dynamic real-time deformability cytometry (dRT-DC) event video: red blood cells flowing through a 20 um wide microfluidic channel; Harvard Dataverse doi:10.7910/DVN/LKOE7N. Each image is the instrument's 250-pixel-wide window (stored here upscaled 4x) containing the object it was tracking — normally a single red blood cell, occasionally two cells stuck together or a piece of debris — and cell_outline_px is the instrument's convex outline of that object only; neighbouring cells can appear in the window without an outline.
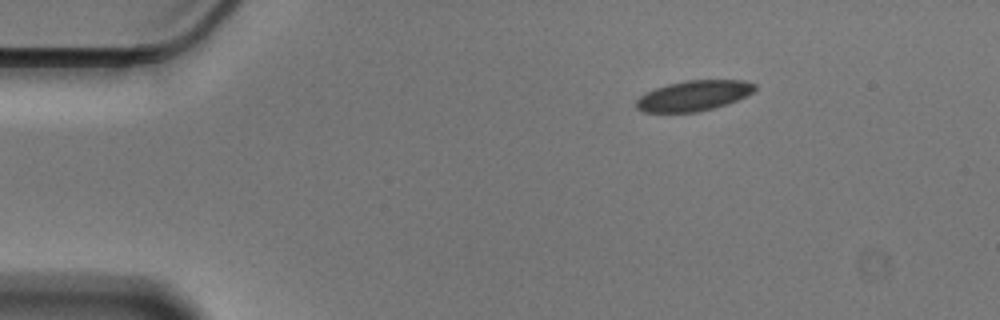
{"species": "Egyptian fruit bat (a non-hibernating species)", "species_latin": "Rousettus aegyptiacus", "temperature_condition": "cold", "stored_images_in_passage": 49, "camera_frame_rate_fps": 3000, "um_per_image_px": 0.085, "animal": {"sex": "male"}, "frame": {"image": 1, "passage_image": 1, "time_ms": 0.0, "image_size_px": [1000, 320], "cell_outline_px": [[752, 88], [748, 92], [732, 100], [708, 108], [684, 112], [652, 112], [640, 108], [640, 100], [644, 96], [660, 88], [676, 84], [700, 80], [732, 80], [752, 84]], "centroid_in_image_um": [58.95, 8.13], "position_along_channel_um": 26.0, "area_um2": 18.26}}
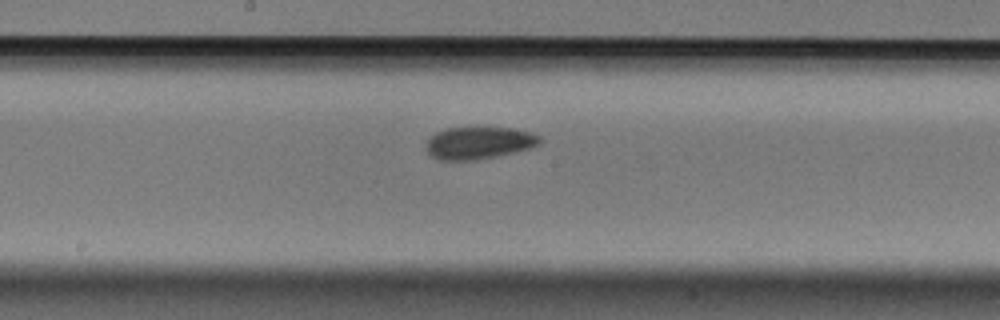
{"frame": {"image": 2, "passage_image": 22, "time_ms": 7.0, "image_size_px": [1000, 320], "cell_outline_px": [[536, 140], [532, 144], [520, 148], [480, 156], [436, 156], [428, 148], [432, 140], [436, 136], [444, 132], [464, 128], [492, 128], [520, 132], [532, 136]], "centroid_in_image_um": [40.64, 12.07], "position_along_channel_um": 207.6, "area_um2": 16.59}}
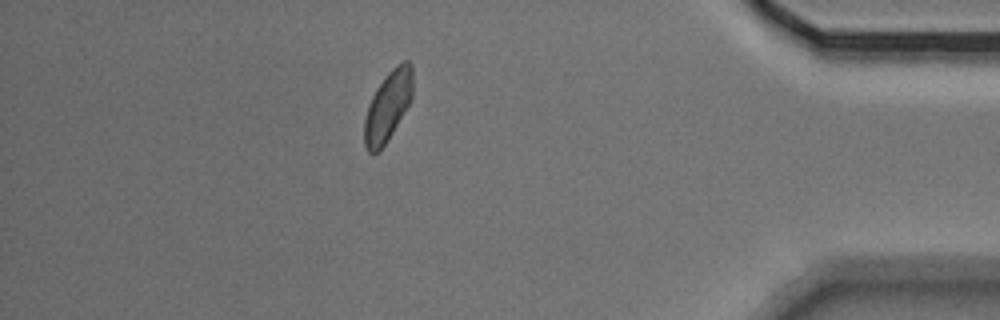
{"frame": {"image": 3, "passage_image": 42, "time_ms": 13.667, "image_size_px": [1000, 320], "cell_outline_px": [[408, 104], [384, 144], [376, 152], [368, 152], [364, 140], [364, 124], [368, 108], [380, 84], [400, 64], [408, 64]], "centroid_in_image_um": [32.84, 9.21], "position_along_channel_um": 402.4, "area_um2": 16.99}, "authors_computed_cell_mechanics": {"area_um2": 17.2822, "velocity_mm_per_s": 3.5152, "shape_relaxation_time_tau1_ms": null, "shape_relaxation_time_tau2_ms": 3.6811, "deformation_change_tau1": null, "deformation_change_tau2": 0.0803}}